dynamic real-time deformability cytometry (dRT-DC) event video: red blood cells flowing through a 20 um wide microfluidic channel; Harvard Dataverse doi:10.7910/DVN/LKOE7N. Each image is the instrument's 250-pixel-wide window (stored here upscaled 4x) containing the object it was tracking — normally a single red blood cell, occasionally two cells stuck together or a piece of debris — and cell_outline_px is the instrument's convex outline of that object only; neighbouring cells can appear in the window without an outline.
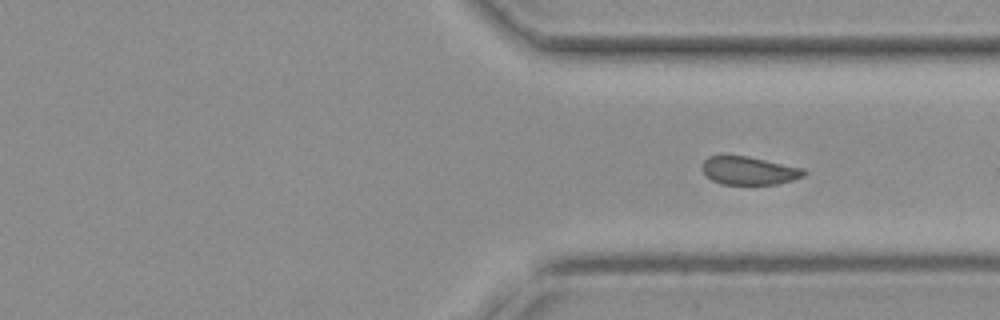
{"species": "common noctule bat (a hibernating species)", "species_latin": "Nyctalus noctula", "temperature_condition": "cold", "stored_images_in_passage": 38, "camera_frame_rate_fps": 3000, "um_per_image_px": 0.085, "animal": {"sex": "female", "body_mass_g": 19.3, "forearm_length_mm": 54.1}, "frame": {"image": 1, "passage_image": 38, "time_ms": 12.333, "image_size_px": [1000, 320], "cell_outline_px": [[808, 172], [804, 176], [792, 180], [776, 184], [720, 184], [712, 180], [700, 168], [700, 164], [708, 156], [748, 156], [804, 168]], "centroid_in_image_um": [63.66, 14.5], "position_along_channel_um": 347.7, "area_um2": 16.76}}